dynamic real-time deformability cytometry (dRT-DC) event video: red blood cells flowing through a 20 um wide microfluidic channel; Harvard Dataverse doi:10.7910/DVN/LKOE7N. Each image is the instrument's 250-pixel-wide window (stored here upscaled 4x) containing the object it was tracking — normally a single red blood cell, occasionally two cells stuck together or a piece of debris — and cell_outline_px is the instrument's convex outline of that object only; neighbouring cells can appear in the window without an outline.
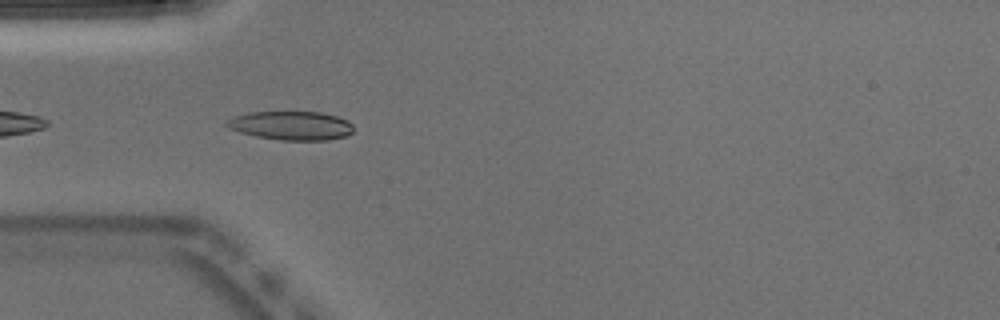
{"species": "Egyptian fruit bat (a non-hibernating species)", "species_latin": "Rousettus aegyptiacus", "temperature_condition": "warm", "stored_images_in_passage": 7, "camera_frame_rate_fps": 3000, "um_per_image_px": 0.085, "animal": {"sex": "male"}, "frame": {"image": 1, "passage_image": 3, "time_ms": 0.667, "image_size_px": [1000, 320], "cell_outline_px": [[352, 132], [344, 136], [328, 140], [280, 140], [256, 136], [240, 132], [228, 128], [224, 124], [228, 120], [236, 116], [248, 112], [320, 112], [336, 116], [348, 120], [352, 124]], "centroid_in_image_um": [24.74, 10.67], "position_along_channel_um": 60.3, "area_um2": 21.15}}